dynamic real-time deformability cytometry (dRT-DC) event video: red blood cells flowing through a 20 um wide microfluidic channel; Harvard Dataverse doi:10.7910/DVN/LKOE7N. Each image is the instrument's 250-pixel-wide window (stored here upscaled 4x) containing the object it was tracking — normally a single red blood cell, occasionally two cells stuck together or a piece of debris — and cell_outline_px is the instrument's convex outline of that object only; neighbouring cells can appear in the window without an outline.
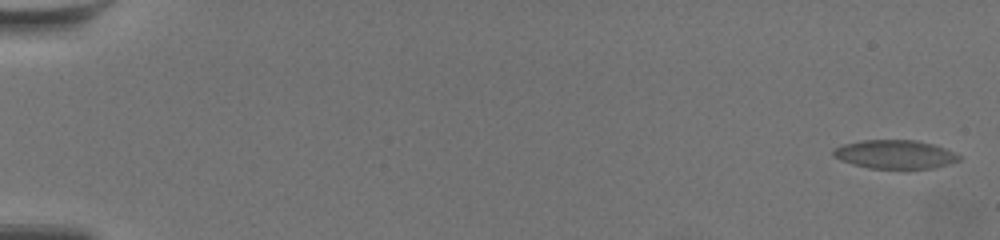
{"species": "common noctule bat (a hibernating species)", "species_latin": "Nyctalus noctula", "temperature_condition": "warm", "stored_images_in_passage": 63, "camera_frame_rate_fps": 3000, "um_per_image_px": 0.085, "animal": {"sex": "female", "body_mass_g": 19.5, "forearm_length_mm": 54.1}, "frame": {"image": 1, "passage_image": 2, "time_ms": 0.333, "image_size_px": [1000, 240], "cell_outline_px": [[960, 160], [932, 168], [868, 168], [840, 160], [832, 152], [836, 148], [844, 144], [864, 140], [916, 140], [932, 144], [944, 148], [960, 156]], "centroid_in_image_um": [76.07, 13.11], "position_along_channel_um": 8.9, "area_um2": 20.52}}
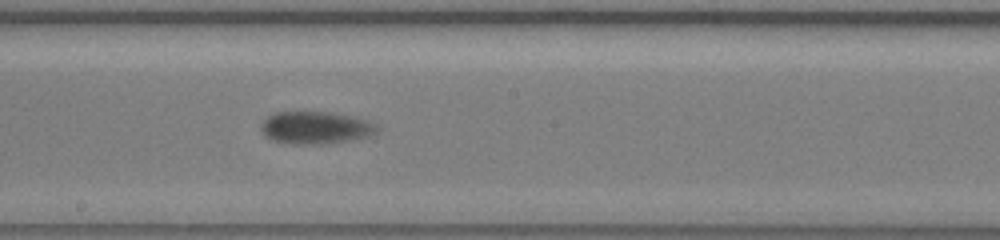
{"frame": {"image": 2, "passage_image": 37, "time_ms": 12.0, "image_size_px": [1000, 240], "cell_outline_px": [[376, 128], [368, 136], [348, 140], [320, 144], [292, 144], [272, 140], [264, 136], [260, 128], [264, 120], [268, 116], [276, 112], [328, 112], [360, 120], [372, 124]], "centroid_in_image_um": [26.65, 10.87], "position_along_channel_um": 221.5, "area_um2": 21.04}}
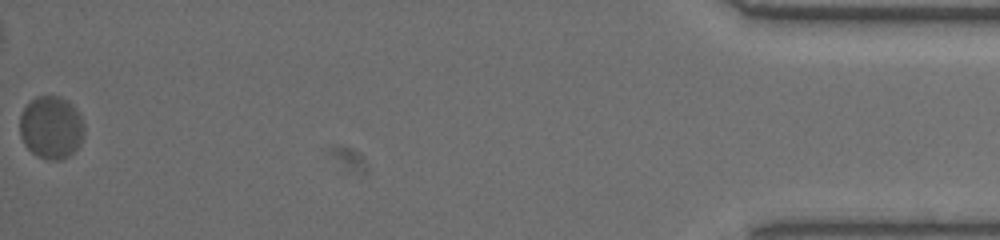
{"frame": {"image": 3, "passage_image": 63, "time_ms": 20.667, "image_size_px": [1000, 240], "cell_outline_px": [[84, 132], [80, 144], [68, 156], [60, 160], [48, 160], [36, 156], [24, 144], [20, 136], [20, 116], [24, 108], [36, 96], [60, 96], [68, 100], [76, 108], [84, 124]], "centroid_in_image_um": [4.35, 10.83], "position_along_channel_um": 430.8, "area_um2": 23.64}, "authors_computed_cell_mechanics": {"area_um2": 20.8658, "velocity_mm_per_s": 3.4368, "shape_relaxation_time_tau1_ms": 3.8113, "shape_relaxation_time_tau2_ms": null, "deformation_change_tau1": 0.1033, "deformation_change_tau2": null}}